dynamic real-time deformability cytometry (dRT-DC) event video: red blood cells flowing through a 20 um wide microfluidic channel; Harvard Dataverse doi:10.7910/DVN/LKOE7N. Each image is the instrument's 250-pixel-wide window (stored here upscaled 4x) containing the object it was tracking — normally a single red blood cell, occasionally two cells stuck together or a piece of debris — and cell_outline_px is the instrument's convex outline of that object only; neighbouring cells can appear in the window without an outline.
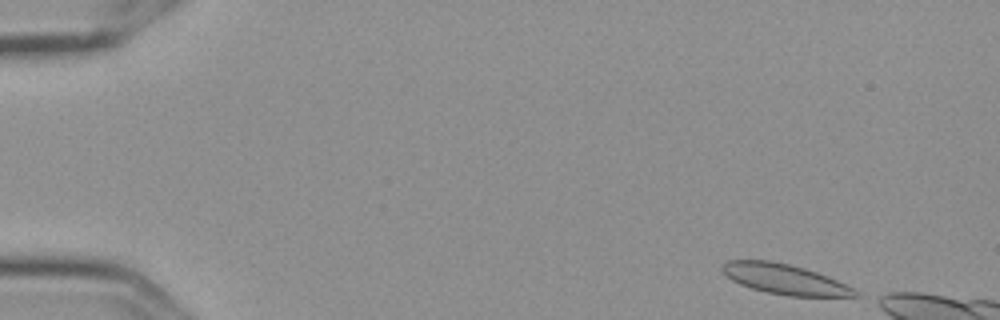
{"species": "Egyptian fruit bat (a non-hibernating species)", "species_latin": "Rousettus aegyptiacus", "temperature_condition": "cold", "stored_images_in_passage": 5, "camera_frame_rate_fps": 3000, "um_per_image_px": 0.085, "frame": {"image": 1, "passage_image": 1, "time_ms": 0.0, "image_size_px": [1000, 320], "cell_outline_px": [[860, 296], [788, 296], [768, 292], [752, 288], [740, 284], [732, 280], [720, 268], [720, 264], [728, 260], [768, 260], [788, 264], [804, 268], [828, 276], [852, 288]], "centroid_in_image_um": [66.64, 23.71], "position_along_channel_um": 18.4, "area_um2": 23.0}}